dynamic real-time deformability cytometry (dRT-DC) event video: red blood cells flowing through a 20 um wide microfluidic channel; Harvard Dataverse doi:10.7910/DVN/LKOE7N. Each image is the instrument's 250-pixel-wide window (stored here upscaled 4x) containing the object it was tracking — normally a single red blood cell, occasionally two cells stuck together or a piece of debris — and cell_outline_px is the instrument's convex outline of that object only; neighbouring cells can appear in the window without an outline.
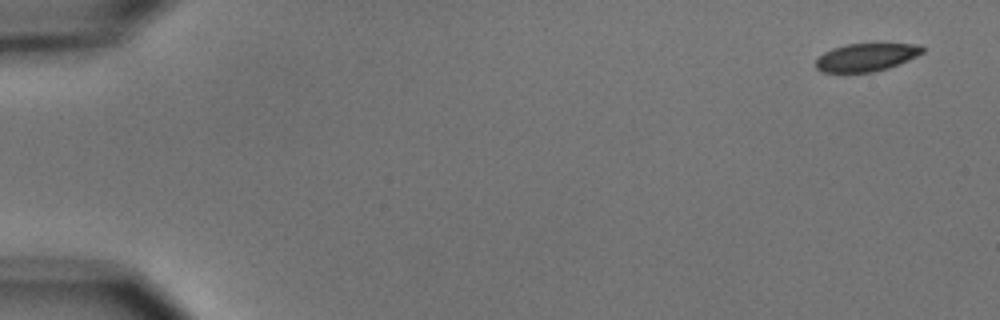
{"species": "common noctule bat (a hibernating species)", "species_latin": "Nyctalus noctula", "temperature_condition": "cold", "stored_images_in_passage": 4, "camera_frame_rate_fps": 3000, "um_per_image_px": 0.085, "animal": {"sex": "male", "body_mass_g": 15.6}, "frame": {"image": 1, "passage_image": 1, "time_ms": 0.0, "image_size_px": [1000, 320], "cell_outline_px": [[924, 52], [908, 60], [888, 68], [872, 72], [820, 72], [816, 68], [816, 60], [824, 52], [832, 48], [848, 44], [920, 44], [924, 48]], "centroid_in_image_um": [73.62, 4.87], "position_along_channel_um": 11.4, "area_um2": 17.22}}
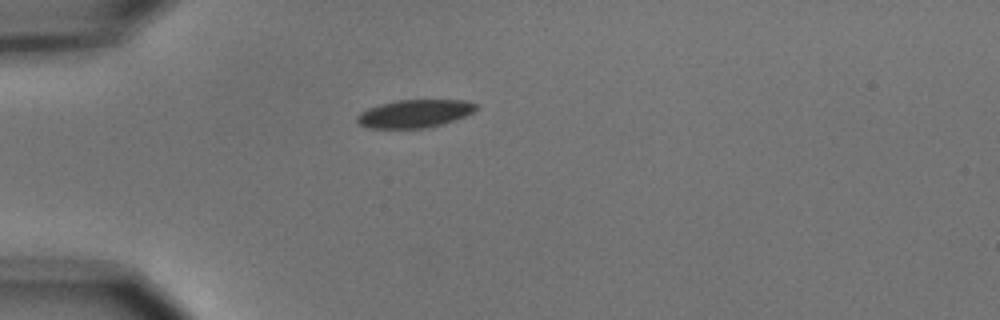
{"frame": {"image": 2, "passage_image": 4, "time_ms": 4.333, "image_size_px": [1000, 320], "cell_outline_px": [[480, 108], [464, 116], [440, 124], [424, 128], [368, 128], [360, 124], [356, 120], [356, 116], [360, 112], [368, 108], [380, 104], [396, 100], [464, 100], [480, 104]], "centroid_in_image_um": [35.25, 9.64], "position_along_channel_um": 49.8, "area_um2": 19.36}}